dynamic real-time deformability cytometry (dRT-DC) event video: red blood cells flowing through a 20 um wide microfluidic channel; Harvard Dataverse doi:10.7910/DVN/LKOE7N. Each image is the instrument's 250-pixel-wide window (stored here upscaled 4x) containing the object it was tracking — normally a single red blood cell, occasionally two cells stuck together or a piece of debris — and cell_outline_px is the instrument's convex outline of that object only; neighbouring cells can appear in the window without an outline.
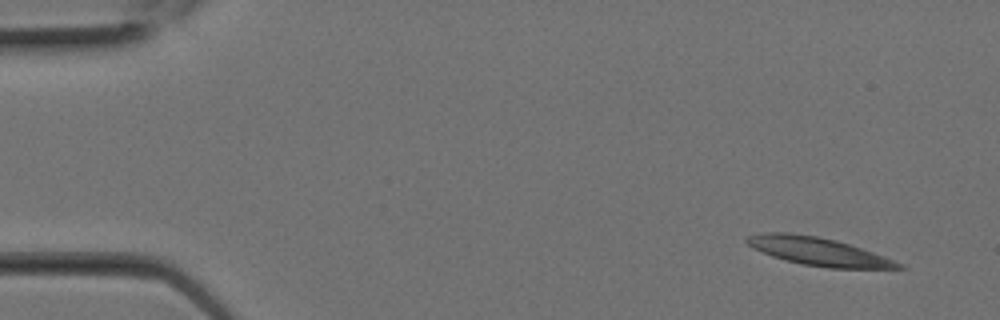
{"species": "Egyptian fruit bat (a non-hibernating species)", "species_latin": "Rousettus aegyptiacus", "temperature_condition": "room temperature", "stored_images_in_passage": 3, "camera_frame_rate_fps": 3000, "um_per_image_px": 0.085, "animal": {"sex": "female"}, "frame": {"image": 1, "passage_image": 3, "time_ms": 0.667, "image_size_px": [1000, 320], "cell_outline_px": [[908, 268], [828, 268], [804, 264], [784, 260], [772, 256], [752, 248], [744, 240], [748, 236], [764, 232], [788, 232], [816, 236], [836, 240], [884, 256], [904, 264]], "centroid_in_image_um": [69.54, 21.37], "position_along_channel_um": 15.5, "area_um2": 24.62}}